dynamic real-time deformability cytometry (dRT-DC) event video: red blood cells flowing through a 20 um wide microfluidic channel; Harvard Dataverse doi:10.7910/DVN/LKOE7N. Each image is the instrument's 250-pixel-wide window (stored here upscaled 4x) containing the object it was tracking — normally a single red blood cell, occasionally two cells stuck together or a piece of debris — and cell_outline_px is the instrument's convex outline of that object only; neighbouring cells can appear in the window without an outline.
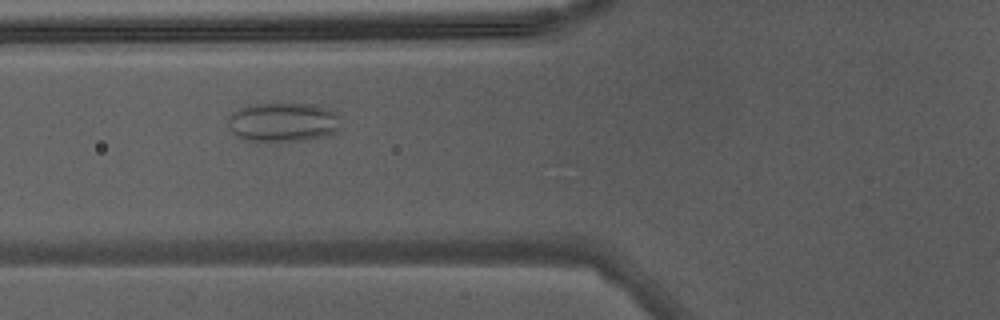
{"species": "Egyptian fruit bat (a non-hibernating species)", "species_latin": "Rousettus aegyptiacus", "temperature_condition": "warm", "stored_images_in_passage": 30, "camera_frame_rate_fps": 3000, "um_per_image_px": 0.085, "animal": {"sex": "male"}, "frame": {"image": 1, "passage_image": 5, "time_ms": 1.333, "image_size_px": [1000, 320], "cell_outline_px": [[340, 128], [328, 136], [308, 140], [244, 140], [236, 136], [228, 128], [228, 116], [232, 112], [248, 104], [320, 104], [336, 112], [340, 116]], "centroid_in_image_um": [24.09, 10.37], "position_along_channel_um": 101.7, "area_um2": 26.07}}